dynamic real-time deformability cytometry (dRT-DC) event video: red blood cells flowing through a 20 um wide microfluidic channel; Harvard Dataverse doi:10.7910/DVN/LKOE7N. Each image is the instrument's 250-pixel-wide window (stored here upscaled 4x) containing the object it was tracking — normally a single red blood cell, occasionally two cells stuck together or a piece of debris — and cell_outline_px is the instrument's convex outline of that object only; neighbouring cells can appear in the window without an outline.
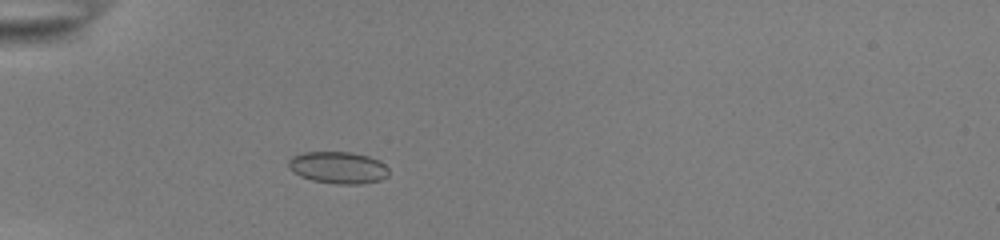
{"species": "common noctule bat (a hibernating species)", "species_latin": "Nyctalus noctula", "temperature_condition": "room temperature", "stored_images_in_passage": 38, "camera_frame_rate_fps": 3000, "um_per_image_px": 0.085, "animal": {"sex": "female", "body_mass_g": 22.0, "forearm_length_mm": 56.7}, "frame": {"image": 1, "passage_image": 5, "time_ms": 1.333, "image_size_px": [1000, 240], "cell_outline_px": [[388, 176], [380, 180], [360, 184], [336, 184], [312, 180], [300, 176], [288, 164], [288, 160], [292, 156], [304, 152], [348, 152], [368, 156], [380, 160], [388, 168]], "centroid_in_image_um": [28.77, 14.24], "position_along_channel_um": 56.2, "area_um2": 18.55}}
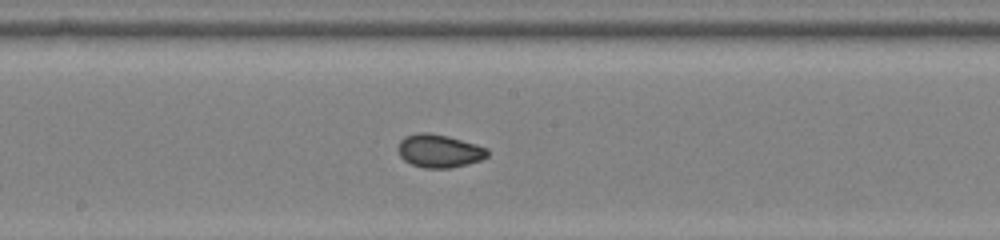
{"frame": {"image": 2, "passage_image": 18, "time_ms": 5.667, "image_size_px": [1000, 240], "cell_outline_px": [[488, 156], [480, 160], [448, 168], [424, 168], [412, 164], [404, 160], [400, 156], [400, 140], [404, 136], [420, 132], [428, 132], [448, 136], [476, 144], [484, 148], [488, 152]], "centroid_in_image_um": [37.31, 12.82], "position_along_channel_um": 210.9, "area_um2": 16.94}}
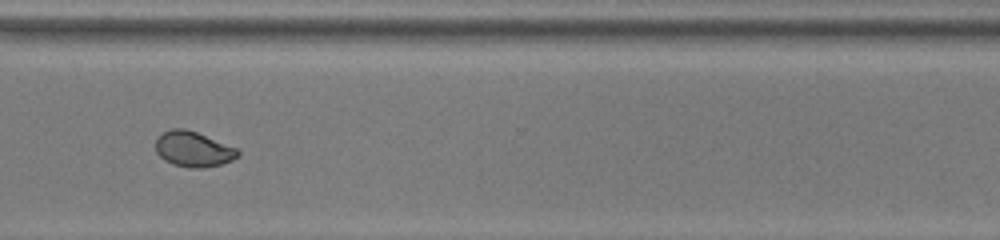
{"frame": {"image": 3, "passage_image": 29, "time_ms": 9.333, "image_size_px": [1000, 240], "cell_outline_px": [[240, 156], [232, 160], [220, 164], [204, 168], [192, 168], [172, 164], [164, 160], [156, 152], [156, 140], [164, 132], [172, 128], [184, 128], [196, 132], [236, 148], [240, 152]], "centroid_in_image_um": [16.43, 12.69], "position_along_channel_um": 354.2, "area_um2": 16.76}, "authors_computed_cell_mechanics": {"area_um2": 17.2244, "velocity_mm_per_s": 3.894, "shape_relaxation_time_tau1_ms": 8.4277, "shape_relaxation_time_tau2_ms": 1.2271, "deformation_change_tau1": 0.1584, "deformation_change_tau2": 0.0515}}